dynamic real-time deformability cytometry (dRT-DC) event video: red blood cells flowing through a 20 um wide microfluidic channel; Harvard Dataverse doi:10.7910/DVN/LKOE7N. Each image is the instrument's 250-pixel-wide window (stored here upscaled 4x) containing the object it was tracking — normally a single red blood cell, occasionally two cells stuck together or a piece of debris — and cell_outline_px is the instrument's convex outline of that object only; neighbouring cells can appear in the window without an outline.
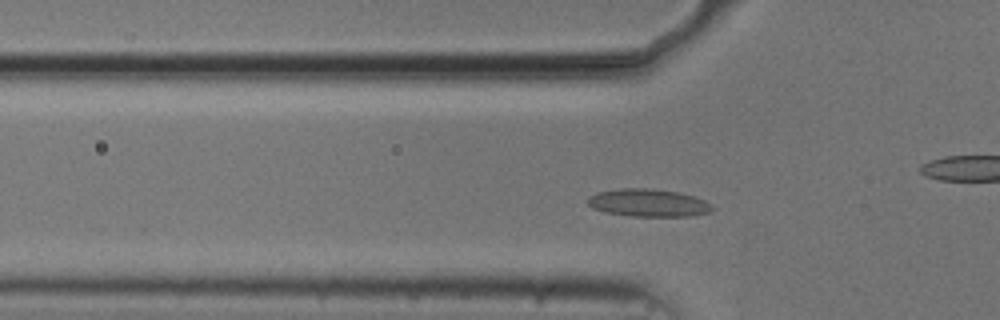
{"species": "common noctule bat (a hibernating species)", "species_latin": "Nyctalus noctula", "temperature_condition": "cold", "stored_images_in_passage": 51, "camera_frame_rate_fps": 3000, "um_per_image_px": 0.085, "animal": {"sex": "male", "body_mass_g": 20.5, "forearm_length_mm": 52.5}, "frame": {"image": 1, "passage_image": 13, "time_ms": 4.0, "image_size_px": [1000, 320], "cell_outline_px": [[712, 208], [708, 212], [692, 216], [632, 216], [604, 212], [592, 208], [588, 204], [588, 196], [596, 192], [620, 188], [648, 188], [676, 192], [692, 196], [704, 200]], "centroid_in_image_um": [55.02, 17.24], "position_along_channel_um": 70.8, "area_um2": 19.88}}
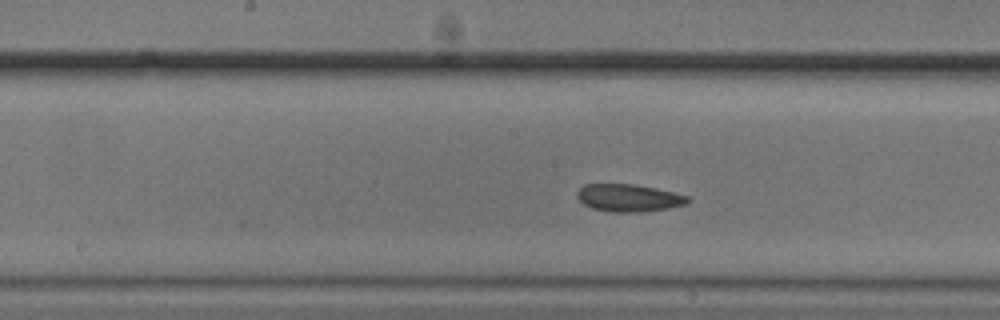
{"frame": {"image": 2, "passage_image": 23, "time_ms": 7.333, "image_size_px": [1000, 320], "cell_outline_px": [[692, 200], [684, 204], [668, 208], [640, 212], [608, 212], [592, 208], [584, 204], [576, 196], [576, 192], [584, 184], [632, 184], [672, 192], [688, 196]], "centroid_in_image_um": [53.4, 16.82], "position_along_channel_um": 194.8, "area_um2": 17.57}}
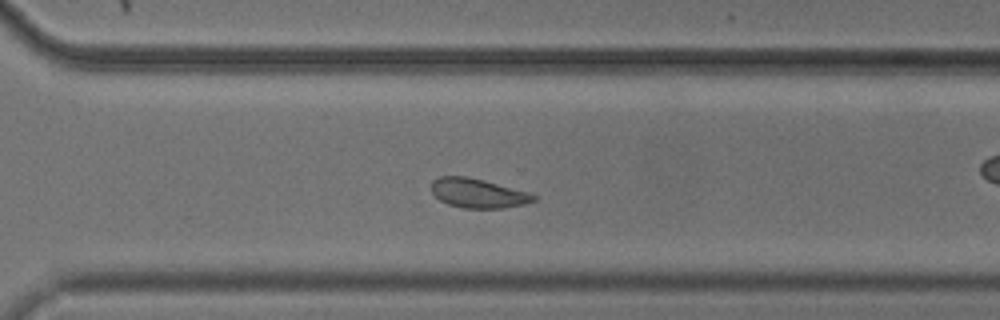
{"frame": {"image": 3, "passage_image": 34, "time_ms": 11.0, "image_size_px": [1000, 320], "cell_outline_px": [[536, 200], [524, 204], [504, 208], [464, 208], [448, 204], [440, 200], [432, 192], [432, 180], [440, 176], [468, 176], [484, 180], [528, 192], [536, 196]], "centroid_in_image_um": [40.62, 16.42], "position_along_channel_um": 330.0, "area_um2": 17.4}, "authors_computed_cell_mechanics": {"area_um2": 18.496, "velocity_mm_per_s": 3.6998, "shape_relaxation_time_tau1_ms": 3.1152, "shape_relaxation_time_tau2_ms": 1.5482, "deformation_change_tau1": 0.0838, "deformation_change_tau2": 0.0579}}